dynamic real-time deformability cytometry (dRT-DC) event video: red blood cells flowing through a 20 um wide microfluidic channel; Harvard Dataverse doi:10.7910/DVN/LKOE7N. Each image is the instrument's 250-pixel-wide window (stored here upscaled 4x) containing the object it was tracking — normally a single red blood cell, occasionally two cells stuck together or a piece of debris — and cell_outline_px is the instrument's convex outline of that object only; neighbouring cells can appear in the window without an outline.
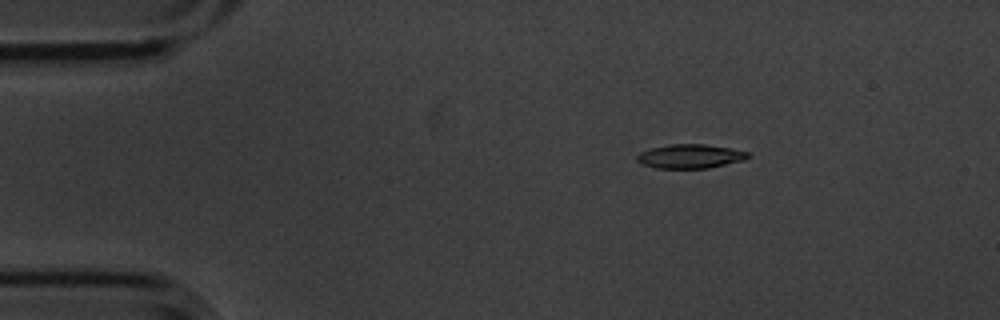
{"species": "common noctule bat (a hibernating species)", "species_latin": "Nyctalus noctula", "temperature_condition": "cold", "stored_images_in_passage": 5, "camera_frame_rate_fps": 3000, "um_per_image_px": 0.085, "animal": {"sex": "male", "body_mass_g": 20.1, "forearm_length_mm": 53.5}, "frame": {"image": 1, "passage_image": 3, "time_ms": 0.667, "image_size_px": [1000, 320], "cell_outline_px": [[752, 156], [744, 160], [708, 168], [656, 168], [640, 164], [636, 160], [636, 156], [640, 152], [652, 148], [668, 144], [704, 144], [728, 148], [748, 152]], "centroid_in_image_um": [58.64, 13.29], "position_along_channel_um": 26.4, "area_um2": 15.55}}